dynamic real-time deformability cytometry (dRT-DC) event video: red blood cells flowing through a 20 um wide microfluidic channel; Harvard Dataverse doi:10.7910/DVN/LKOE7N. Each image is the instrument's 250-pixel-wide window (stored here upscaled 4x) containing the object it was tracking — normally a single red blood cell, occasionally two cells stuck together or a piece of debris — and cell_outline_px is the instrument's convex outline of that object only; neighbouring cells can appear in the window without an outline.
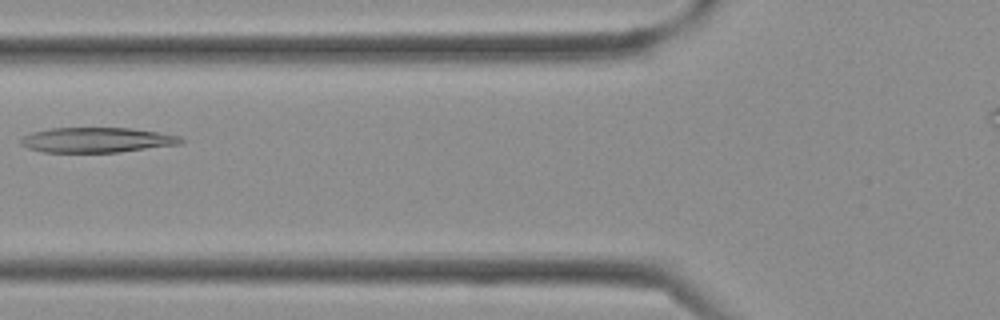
{"species": "Egyptian fruit bat (a non-hibernating species)", "species_latin": "Rousettus aegyptiacus", "temperature_condition": "cold", "stored_images_in_passage": 34, "camera_frame_rate_fps": 3000, "um_per_image_px": 0.085, "frame": {"image": 1, "passage_image": 14, "time_ms": 4.333, "image_size_px": [1000, 320], "cell_outline_px": [[184, 140], [180, 144], [120, 152], [44, 152], [28, 148], [20, 144], [20, 140], [24, 136], [32, 132], [52, 128], [128, 128], [156, 132], [180, 136]], "centroid_in_image_um": [8.21, 11.9], "position_along_channel_um": 117.6, "area_um2": 23.18}}
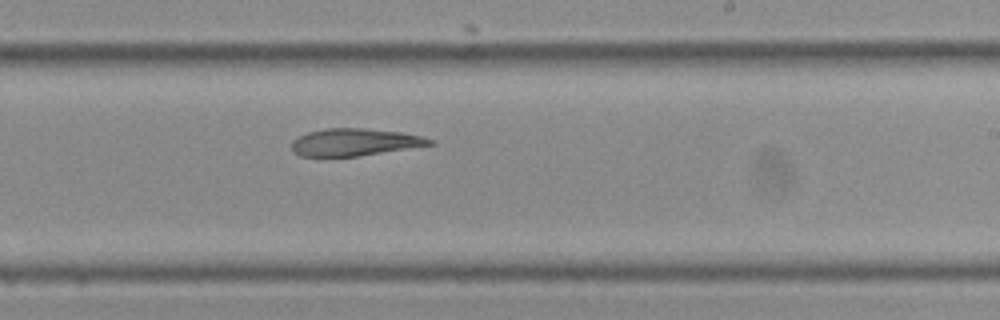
{"frame": {"image": 2, "passage_image": 22, "time_ms": 7.0, "image_size_px": [1000, 320], "cell_outline_px": [[436, 144], [356, 156], [300, 156], [292, 152], [292, 140], [308, 132], [328, 128], [364, 128], [400, 132], [420, 136], [432, 140]], "centroid_in_image_um": [30.12, 12.08], "position_along_channel_um": 258.9, "area_um2": 21.68}}
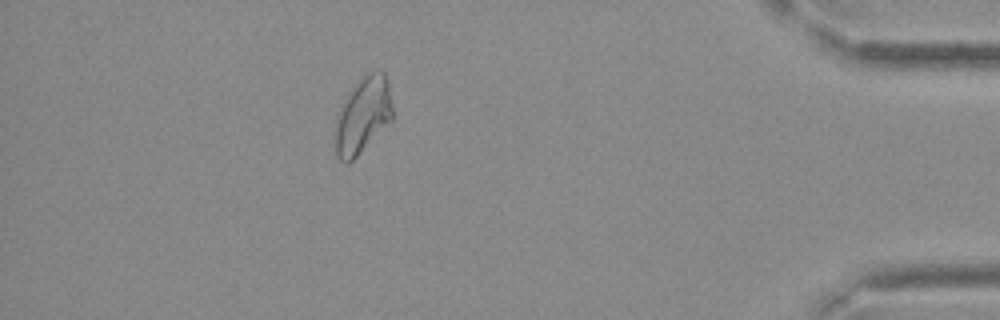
{"frame": {"image": 3, "passage_image": 33, "time_ms": 10.667, "image_size_px": [1000, 320], "cell_outline_px": [[392, 120], [348, 164], [344, 164], [332, 152], [332, 136], [336, 116], [340, 104], [348, 92], [368, 72], [384, 72], [388, 80], [392, 108]], "centroid_in_image_um": [30.75, 9.87], "position_along_channel_um": 404.5, "area_um2": 26.01}}